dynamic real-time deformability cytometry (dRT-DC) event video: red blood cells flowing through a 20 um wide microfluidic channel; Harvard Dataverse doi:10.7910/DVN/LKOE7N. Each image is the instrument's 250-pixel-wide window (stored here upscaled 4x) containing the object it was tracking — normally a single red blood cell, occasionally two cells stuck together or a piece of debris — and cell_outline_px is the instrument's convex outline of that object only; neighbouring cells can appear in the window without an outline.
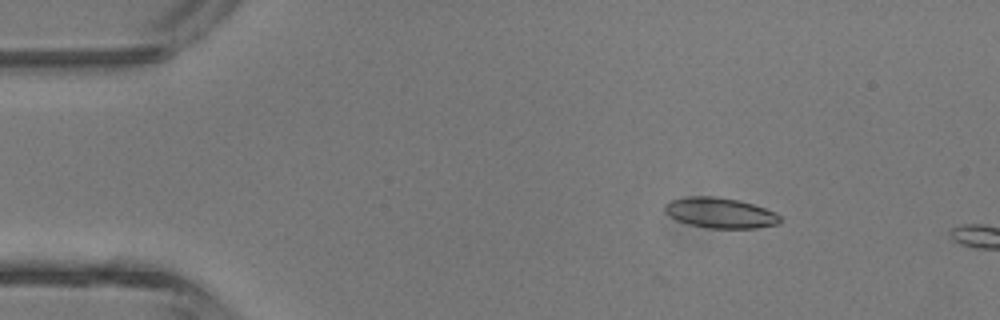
{"species": "common noctule bat (a hibernating species)", "species_latin": "Nyctalus noctula", "temperature_condition": "room temperature", "stored_images_in_passage": 2, "camera_frame_rate_fps": 3000, "um_per_image_px": 0.085, "animal": {"sex": "male", "body_mass_g": 13.3}, "frame": {"image": 1, "passage_image": 1, "time_ms": 0.0, "image_size_px": [1000, 320], "cell_outline_px": [[780, 220], [776, 224], [756, 228], [708, 228], [688, 224], [676, 220], [664, 212], [664, 204], [672, 200], [688, 196], [712, 196], [740, 200], [776, 212], [780, 216]], "centroid_in_image_um": [61.18, 18.09], "position_along_channel_um": 23.8, "area_um2": 20.4}}